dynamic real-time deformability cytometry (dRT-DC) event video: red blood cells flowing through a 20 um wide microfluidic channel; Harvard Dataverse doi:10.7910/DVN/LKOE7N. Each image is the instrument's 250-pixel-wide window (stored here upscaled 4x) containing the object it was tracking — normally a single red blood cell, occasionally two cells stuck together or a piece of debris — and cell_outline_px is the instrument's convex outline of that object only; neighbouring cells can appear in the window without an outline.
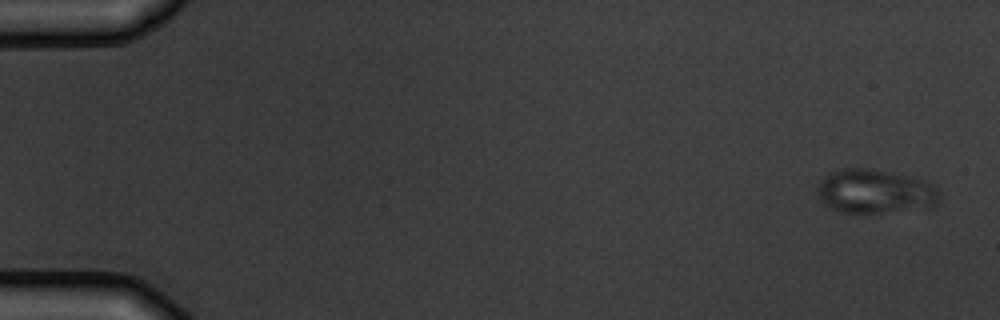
{"species": "common noctule bat (a hibernating species)", "species_latin": "Nyctalus noctula", "temperature_condition": "warm", "stored_images_in_passage": 4, "camera_frame_rate_fps": 3000, "um_per_image_px": 0.085, "animal": {"sex": "male", "body_mass_g": 19.5, "forearm_length_mm": 54.6}, "frame": {"image": 1, "passage_image": 1, "time_ms": 0.0, "image_size_px": [1000, 320], "cell_outline_px": [[940, 200], [936, 208], [880, 212], [840, 212], [824, 204], [816, 192], [820, 180], [828, 172], [840, 168], [868, 168], [912, 176], [928, 180], [936, 184], [940, 192]], "centroid_in_image_um": [74.46, 16.26], "position_along_channel_um": 10.5, "area_um2": 32.14}}